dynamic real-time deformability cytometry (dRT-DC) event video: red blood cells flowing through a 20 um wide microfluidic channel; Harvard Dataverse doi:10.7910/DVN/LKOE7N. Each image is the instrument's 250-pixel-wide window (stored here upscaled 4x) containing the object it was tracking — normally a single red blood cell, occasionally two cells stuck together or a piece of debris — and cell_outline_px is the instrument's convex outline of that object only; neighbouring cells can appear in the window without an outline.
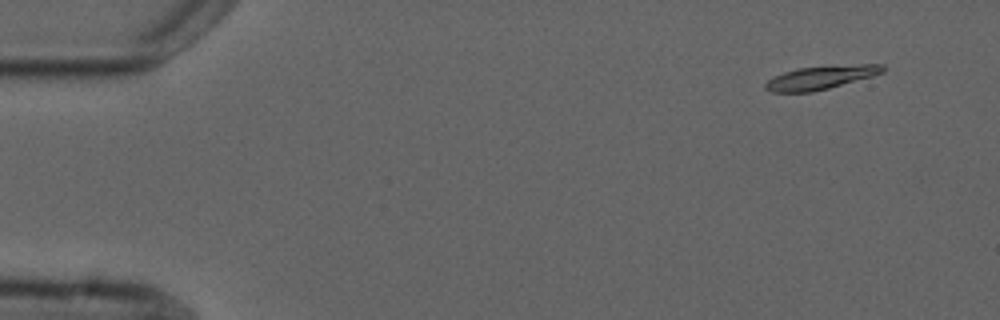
{"species": "common noctule bat (a hibernating species)", "species_latin": "Nyctalus noctula", "temperature_condition": "cold", "stored_images_in_passage": 5, "camera_frame_rate_fps": 3000, "um_per_image_px": 0.085, "animal": {"sex": "male", "forearm_length_mm": 52.5}, "frame": {"image": 1, "passage_image": 2, "time_ms": 1.0, "image_size_px": [1000, 320], "cell_outline_px": [[884, 72], [872, 76], [828, 88], [812, 92], [772, 92], [764, 88], [764, 84], [768, 80], [784, 72], [796, 68], [860, 64], [884, 64]], "centroid_in_image_um": [69.76, 6.59], "position_along_channel_um": 15.2, "area_um2": 15.84}}